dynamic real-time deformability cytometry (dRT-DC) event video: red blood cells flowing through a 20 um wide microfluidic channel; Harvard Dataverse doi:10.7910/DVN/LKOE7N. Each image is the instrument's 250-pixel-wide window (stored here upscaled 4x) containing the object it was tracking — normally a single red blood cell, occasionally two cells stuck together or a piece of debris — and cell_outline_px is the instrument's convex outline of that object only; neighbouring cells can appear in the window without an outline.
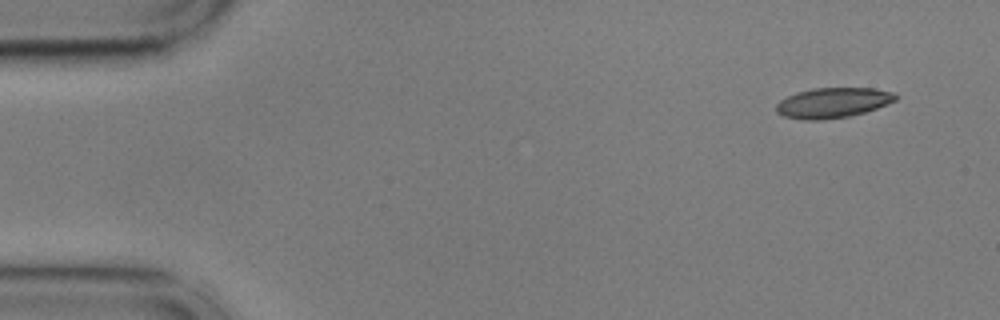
{"species": "common noctule bat (a hibernating species)", "species_latin": "Nyctalus noctula", "temperature_condition": "cold", "stored_images_in_passage": 52, "camera_frame_rate_fps": 3000, "um_per_image_px": 0.085, "animal": {"sex": "male", "body_mass_g": 17.9, "forearm_length_mm": 54.2}, "frame": {"image": 1, "passage_image": 1, "time_ms": 0.0, "image_size_px": [1000, 320], "cell_outline_px": [[900, 96], [896, 100], [888, 104], [864, 112], [848, 116], [824, 120], [804, 120], [784, 116], [776, 112], [776, 104], [780, 100], [796, 92], [812, 88], [872, 88], [896, 92]], "centroid_in_image_um": [70.81, 8.73], "position_along_channel_um": 14.2, "area_um2": 21.15}}
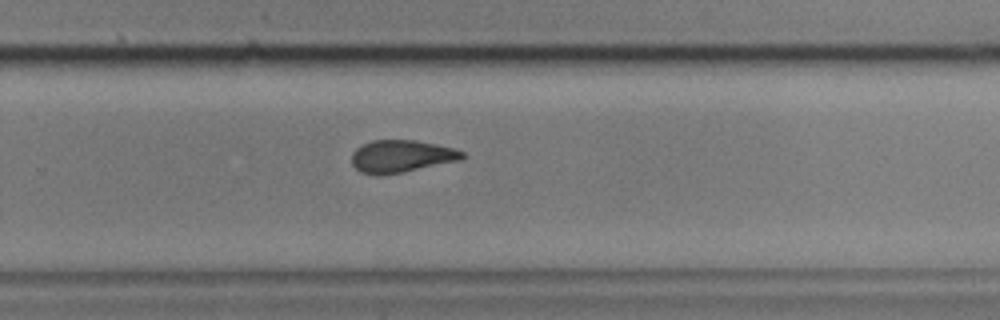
{"frame": {"image": 2, "passage_image": 33, "time_ms": 10.667, "image_size_px": [1000, 320], "cell_outline_px": [[464, 156], [460, 160], [380, 176], [376, 176], [360, 172], [352, 164], [352, 152], [360, 144], [372, 140], [416, 140], [436, 144], [452, 148], [464, 152]], "centroid_in_image_um": [34.05, 13.28], "position_along_channel_um": 295.8, "area_um2": 20.81}}
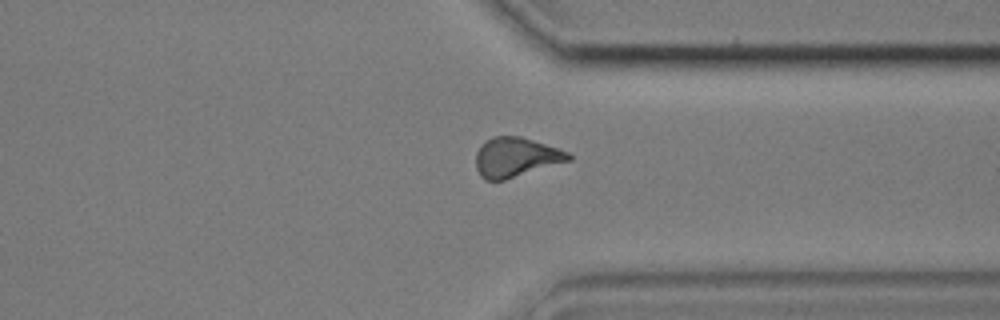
{"frame": {"image": 3, "passage_image": 39, "time_ms": 12.667, "image_size_px": [1000, 320], "cell_outline_px": [[572, 160], [504, 180], [484, 180], [480, 176], [476, 168], [476, 152], [480, 144], [492, 136], [520, 136], [560, 148], [568, 152], [572, 156]], "centroid_in_image_um": [43.84, 13.36], "position_along_channel_um": 367.6, "area_um2": 21.56}, "authors_computed_cell_mechanics": {"area_um2": 21.1837, "velocity_mm_per_s": 3.6142, "shape_relaxation_time_tau1_ms": null, "shape_relaxation_time_tau2_ms": 3.5832, "deformation_change_tau1": null, "deformation_change_tau2": 0.1065}}